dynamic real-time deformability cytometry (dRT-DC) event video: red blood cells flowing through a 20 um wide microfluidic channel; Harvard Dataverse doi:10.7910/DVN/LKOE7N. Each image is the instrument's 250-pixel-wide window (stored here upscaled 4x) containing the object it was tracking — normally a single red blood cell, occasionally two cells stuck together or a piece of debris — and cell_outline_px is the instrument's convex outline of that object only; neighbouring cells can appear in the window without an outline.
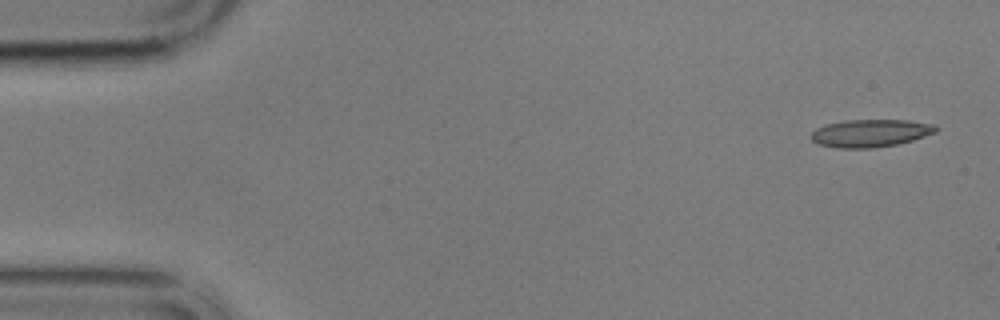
{"species": "common noctule bat (a hibernating species)", "species_latin": "Nyctalus noctula", "temperature_condition": "cold", "stored_images_in_passage": 4, "camera_frame_rate_fps": 3000, "um_per_image_px": 0.085, "animal": {"sex": "male", "body_mass_g": 17.9}, "frame": {"image": 1, "passage_image": 1, "time_ms": 0.0, "image_size_px": [1000, 320], "cell_outline_px": [[940, 128], [936, 132], [912, 140], [896, 144], [872, 148], [836, 148], [816, 144], [812, 140], [812, 132], [816, 128], [824, 124], [844, 120], [908, 120], [936, 124]], "centroid_in_image_um": [73.98, 11.31], "position_along_channel_um": 11.0, "area_um2": 20.29}}